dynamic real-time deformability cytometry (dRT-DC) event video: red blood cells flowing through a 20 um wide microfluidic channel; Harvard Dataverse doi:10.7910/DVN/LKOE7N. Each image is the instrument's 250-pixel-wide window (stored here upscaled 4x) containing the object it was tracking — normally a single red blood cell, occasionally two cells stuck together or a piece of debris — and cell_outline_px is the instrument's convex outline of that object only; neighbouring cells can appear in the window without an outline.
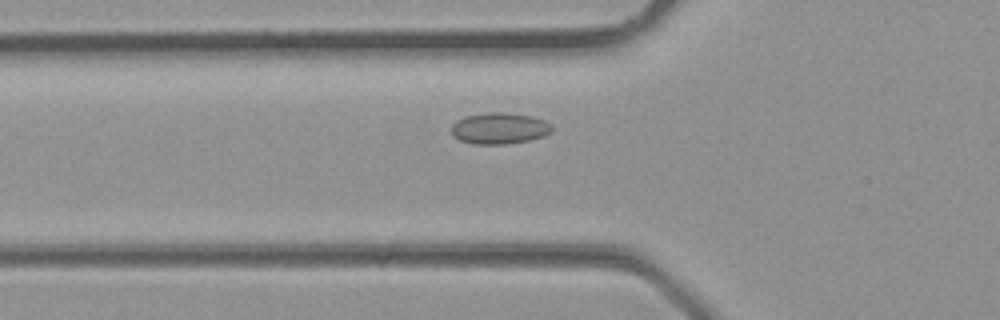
{"species": "common noctule bat (a hibernating species)", "species_latin": "Nyctalus noctula", "temperature_condition": "room temperature", "stored_images_in_passage": 29, "camera_frame_rate_fps": 3000, "um_per_image_px": 0.085, "animal": {"sex": "male", "body_mass_g": 23.1, "forearm_length_mm": 52.7}, "frame": {"image": 1, "passage_image": 9, "time_ms": 2.667, "image_size_px": [1000, 320], "cell_outline_px": [[552, 132], [544, 136], [532, 140], [504, 144], [472, 144], [460, 140], [452, 136], [452, 124], [456, 120], [464, 116], [488, 112], [504, 112], [532, 116], [544, 120], [552, 128]], "centroid_in_image_um": [42.43, 10.91], "position_along_channel_um": 83.4, "area_um2": 18.5}}
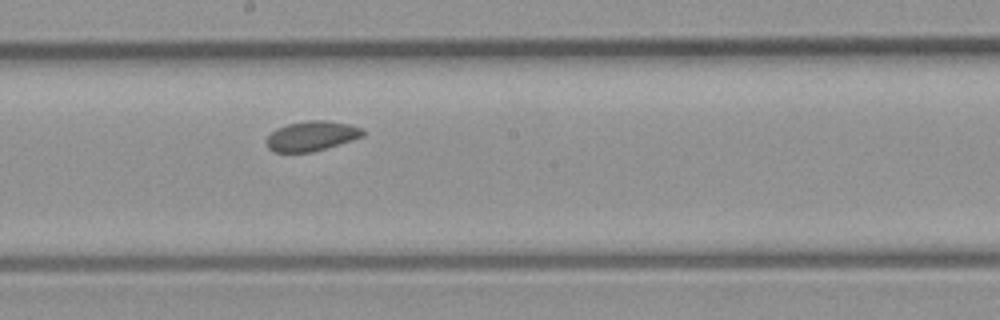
{"frame": {"image": 2, "passage_image": 16, "time_ms": 5.0, "image_size_px": [1000, 320], "cell_outline_px": [[364, 136], [352, 140], [312, 152], [276, 152], [268, 148], [268, 136], [276, 128], [288, 124], [304, 120], [328, 120], [352, 124], [360, 128], [364, 132]], "centroid_in_image_um": [26.51, 11.54], "position_along_channel_um": 221.7, "area_um2": 16.7}}
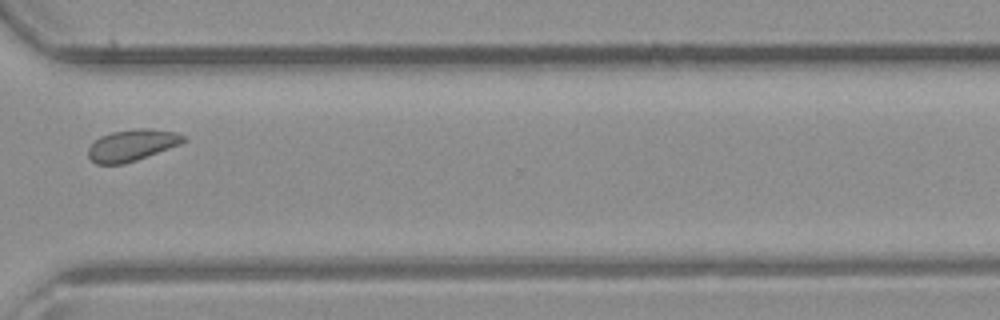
{"frame": {"image": 3, "passage_image": 23, "time_ms": 7.333, "image_size_px": [1000, 320], "cell_outline_px": [[188, 140], [180, 144], [136, 160], [124, 164], [96, 164], [88, 156], [88, 148], [100, 136], [112, 132], [140, 128], [148, 128], [176, 132], [188, 136]], "centroid_in_image_um": [11.25, 12.33], "position_along_channel_um": 359.3, "area_um2": 17.46}}